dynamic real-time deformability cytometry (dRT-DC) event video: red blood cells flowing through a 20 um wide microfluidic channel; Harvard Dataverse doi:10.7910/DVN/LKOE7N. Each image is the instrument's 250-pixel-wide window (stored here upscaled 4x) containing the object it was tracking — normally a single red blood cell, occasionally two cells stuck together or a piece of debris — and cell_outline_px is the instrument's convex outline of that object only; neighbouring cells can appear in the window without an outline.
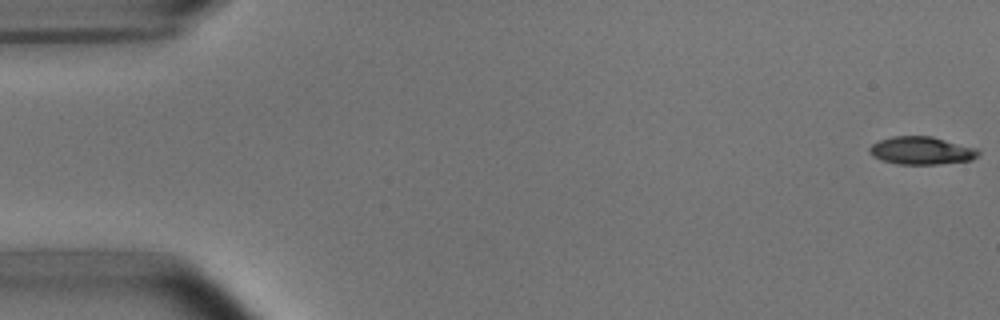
{"species": "common noctule bat (a hibernating species)", "species_latin": "Nyctalus noctula", "temperature_condition": "room temperature", "stored_images_in_passage": 9, "camera_frame_rate_fps": 3000, "um_per_image_px": 0.085, "animal": {"sex": "male", "body_mass_g": 15.6}, "frame": {"image": 1, "passage_image": 1, "time_ms": 0.0, "image_size_px": [1000, 320], "cell_outline_px": [[980, 156], [972, 160], [936, 164], [896, 164], [872, 156], [868, 148], [872, 144], [880, 140], [892, 136], [932, 136], [980, 148]], "centroid_in_image_um": [78.39, 12.79], "position_along_channel_um": 6.6, "area_um2": 17.86}}